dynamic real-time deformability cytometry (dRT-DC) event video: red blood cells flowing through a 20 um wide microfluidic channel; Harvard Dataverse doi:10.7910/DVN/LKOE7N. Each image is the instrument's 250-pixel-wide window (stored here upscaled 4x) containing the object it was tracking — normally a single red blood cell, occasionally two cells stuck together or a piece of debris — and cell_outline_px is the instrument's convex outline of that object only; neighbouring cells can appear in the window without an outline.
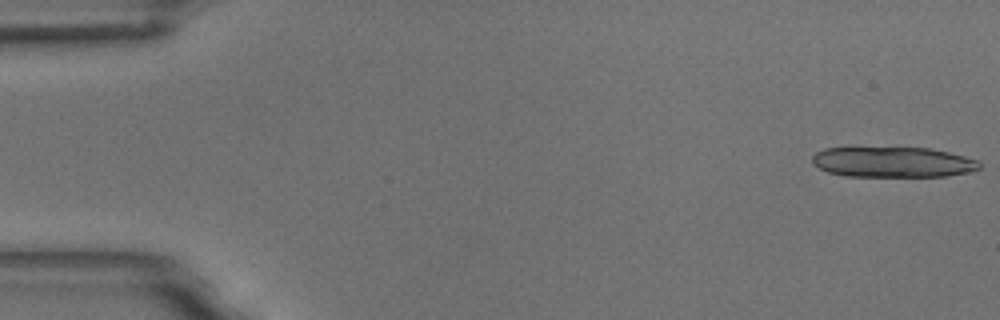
{"species": "common noctule bat (a hibernating species)", "species_latin": "Nyctalus noctula", "temperature_condition": "room temperature", "stored_images_in_passage": 16, "camera_frame_rate_fps": 3000, "um_per_image_px": 0.085, "animal": {"sex": "male", "body_mass_g": 18.8}, "frame": {"image": 1, "passage_image": 1, "time_ms": 0.0, "image_size_px": [1000, 320], "cell_outline_px": [[980, 168], [972, 172], [948, 176], [844, 176], [828, 172], [812, 164], [812, 156], [816, 152], [824, 148], [928, 148], [948, 152], [964, 156], [976, 160], [980, 164]], "centroid_in_image_um": [75.89, 13.78], "position_along_channel_um": 9.1, "area_um2": 29.59}}